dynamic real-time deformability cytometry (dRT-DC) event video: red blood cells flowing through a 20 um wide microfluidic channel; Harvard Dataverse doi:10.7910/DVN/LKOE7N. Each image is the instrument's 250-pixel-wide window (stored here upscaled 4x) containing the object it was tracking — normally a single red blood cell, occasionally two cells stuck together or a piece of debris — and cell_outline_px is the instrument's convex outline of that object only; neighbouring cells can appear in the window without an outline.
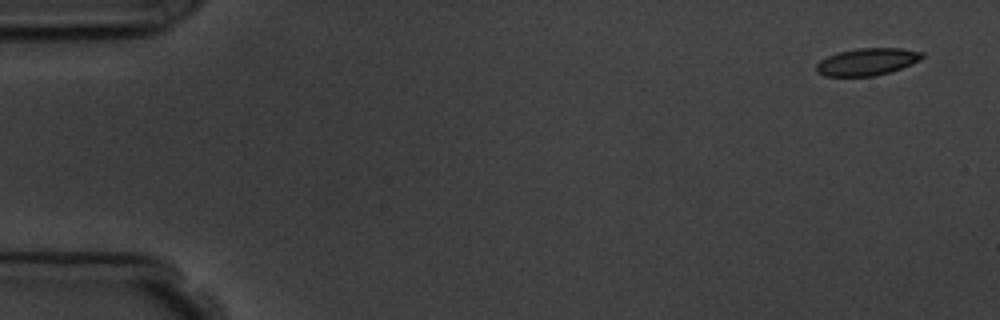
{"species": "common noctule bat (a hibernating species)", "species_latin": "Nyctalus noctula", "temperature_condition": "room temperature", "stored_images_in_passage": 4, "camera_frame_rate_fps": 3000, "um_per_image_px": 0.085, "animal": {"sex": "male", "body_mass_g": 19.5, "forearm_length_mm": 54.6}, "frame": {"image": 1, "passage_image": 1, "time_ms": 0.0, "image_size_px": [1000, 320], "cell_outline_px": [[924, 56], [920, 60], [912, 64], [888, 72], [872, 76], [824, 76], [816, 72], [816, 64], [820, 60], [828, 56], [840, 52], [856, 48], [900, 48], [924, 52]], "centroid_in_image_um": [73.7, 5.24], "position_along_channel_um": 11.3, "area_um2": 16.7}}
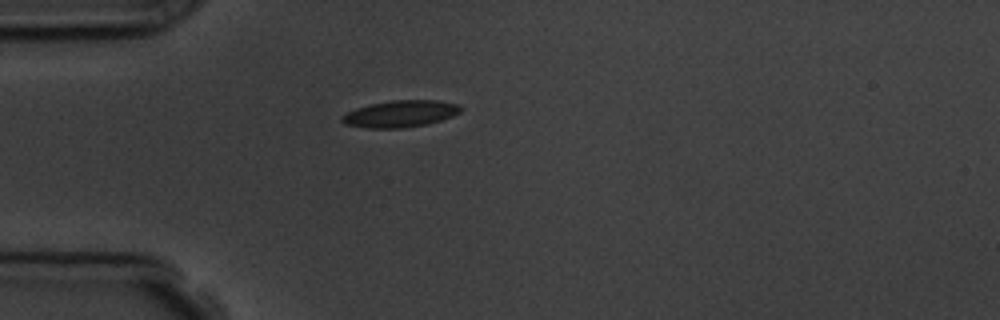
{"frame": {"image": 2, "passage_image": 4, "time_ms": 4.333, "image_size_px": [1000, 320], "cell_outline_px": [[464, 108], [460, 112], [452, 116], [428, 124], [404, 128], [368, 128], [344, 124], [340, 120], [340, 116], [356, 108], [372, 104], [392, 100], [440, 100], [460, 104]], "centroid_in_image_um": [34.06, 9.67], "position_along_channel_um": 50.9, "area_um2": 18.67}}